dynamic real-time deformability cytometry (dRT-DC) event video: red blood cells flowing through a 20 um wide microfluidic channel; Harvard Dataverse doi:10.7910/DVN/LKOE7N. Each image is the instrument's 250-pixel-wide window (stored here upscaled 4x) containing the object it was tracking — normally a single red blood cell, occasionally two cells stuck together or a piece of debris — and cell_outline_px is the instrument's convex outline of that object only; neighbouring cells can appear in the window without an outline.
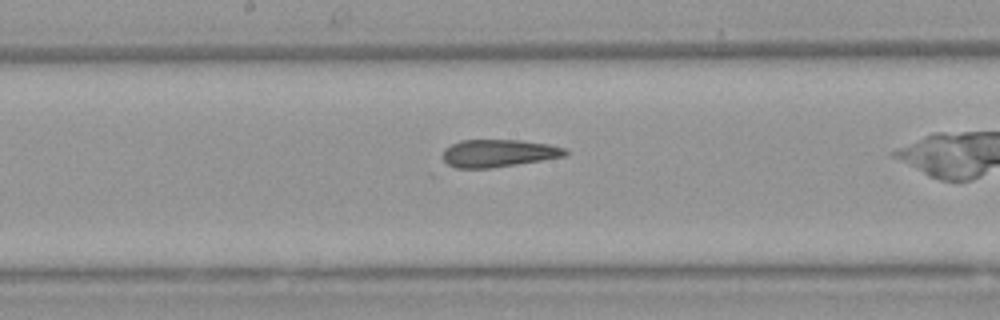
{"species": "Egyptian fruit bat (a non-hibernating species)", "species_latin": "Rousettus aegyptiacus", "temperature_condition": "warm", "stored_images_in_passage": 25, "camera_frame_rate_fps": 3000, "um_per_image_px": 0.085, "animal": {"sex": "female"}, "frame": {"image": 1, "passage_image": 11, "time_ms": 3.333, "image_size_px": [1000, 320], "cell_outline_px": [[568, 152], [564, 156], [516, 164], [488, 168], [456, 168], [448, 164], [444, 160], [444, 148], [460, 140], [520, 140], [548, 144], [564, 148]], "centroid_in_image_um": [42.34, 13.01], "position_along_channel_um": 205.9, "area_um2": 19.36}}